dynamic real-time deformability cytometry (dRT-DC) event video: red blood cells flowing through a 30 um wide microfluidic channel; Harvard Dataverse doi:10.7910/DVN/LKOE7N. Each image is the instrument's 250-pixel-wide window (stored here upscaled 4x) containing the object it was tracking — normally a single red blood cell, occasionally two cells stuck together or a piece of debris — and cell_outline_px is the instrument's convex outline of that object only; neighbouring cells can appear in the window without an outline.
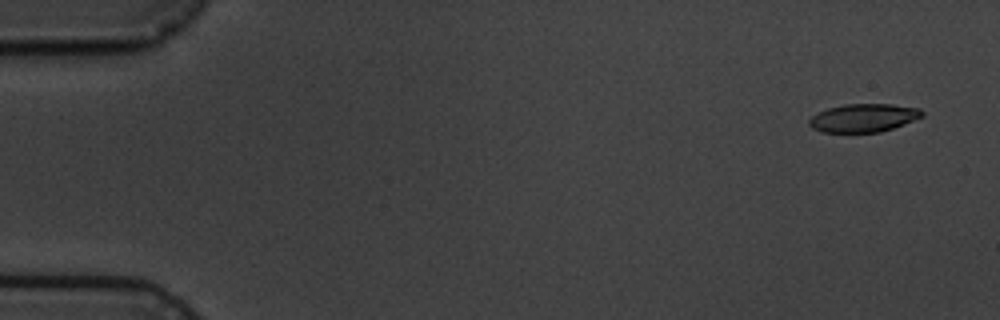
{"species": "common noctule bat (a hibernating species)", "species_latin": "Nyctalus noctula", "temperature_condition": "cold", "stored_images_in_passage": 6, "segment_of_instrument_passage": [1, 2], "camera_frame_rate_fps": 3000, "um_per_image_px": 0.085, "animal": {"sex": "male", "body_mass_g": 19.5, "forearm_length_mm": 54.6}, "frame": {"image": 1, "passage_image": 1, "time_ms": 0.0, "image_size_px": [1000, 320], "cell_outline_px": [[924, 116], [904, 124], [880, 132], [820, 132], [812, 128], [808, 124], [808, 120], [812, 116], [828, 108], [844, 104], [892, 104], [920, 108], [924, 112]], "centroid_in_image_um": [73.41, 10.02], "position_along_channel_um": 11.6, "area_um2": 18.61}}
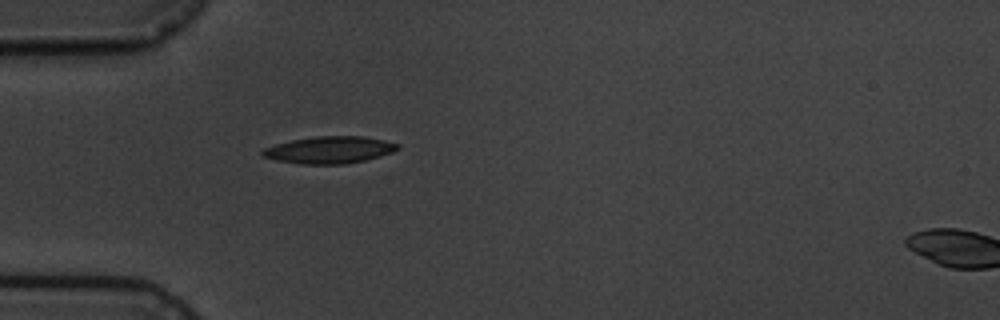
{"frame": {"image": 2, "passage_image": 5, "time_ms": 4.667, "image_size_px": [1000, 320], "cell_outline_px": [[400, 148], [392, 152], [380, 156], [364, 160], [344, 164], [300, 164], [276, 160], [264, 156], [260, 152], [264, 148], [276, 144], [292, 140], [316, 136], [364, 136], [384, 140], [400, 144]], "centroid_in_image_um": [28.02, 12.74], "position_along_channel_um": 57.0, "area_um2": 21.21}}